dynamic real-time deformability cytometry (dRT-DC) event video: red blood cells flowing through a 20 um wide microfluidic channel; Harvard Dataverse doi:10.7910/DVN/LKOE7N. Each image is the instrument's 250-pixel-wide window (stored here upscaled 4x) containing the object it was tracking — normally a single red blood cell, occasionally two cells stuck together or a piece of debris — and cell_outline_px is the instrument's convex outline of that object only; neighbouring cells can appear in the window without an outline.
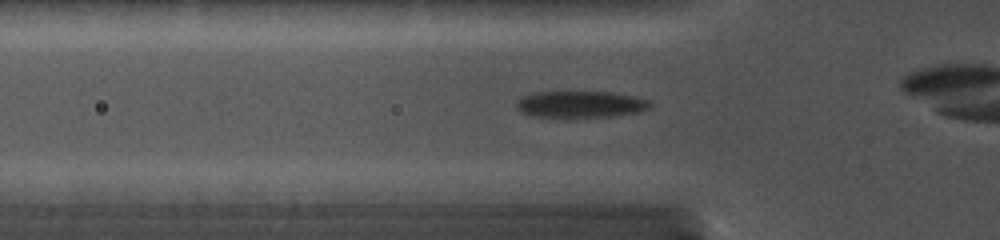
{"species": "common noctule bat (a hibernating species)", "species_latin": "Nyctalus noctula", "temperature_condition": "cold", "stored_images_in_passage": 27, "camera_frame_rate_fps": 5000, "um_per_image_px": 0.085, "animal": {"sex": "female", "body_mass_g": 19.0, "forearm_length_mm": 56.7}, "frame": {"image": 1, "passage_image": 3, "time_ms": 0.8, "image_size_px": [1000, 240], "cell_outline_px": [[652, 108], [640, 112], [612, 116], [536, 116], [520, 112], [516, 108], [516, 100], [520, 96], [536, 92], [612, 92], [636, 96], [648, 100], [652, 104]], "centroid_in_image_um": [49.37, 8.85], "position_along_channel_um": 76.4, "area_um2": 20.69}}
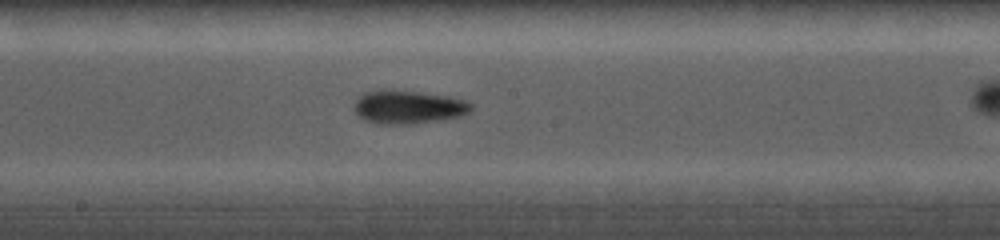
{"frame": {"image": 2, "passage_image": 13, "time_ms": 4.2, "image_size_px": [1000, 240], "cell_outline_px": [[472, 108], [464, 116], [444, 120], [416, 124], [376, 124], [364, 120], [352, 108], [356, 100], [364, 92], [380, 88], [392, 88], [424, 92], [448, 96], [464, 100], [472, 104]], "centroid_in_image_um": [34.68, 9.08], "position_along_channel_um": 213.5, "area_um2": 23.58}}
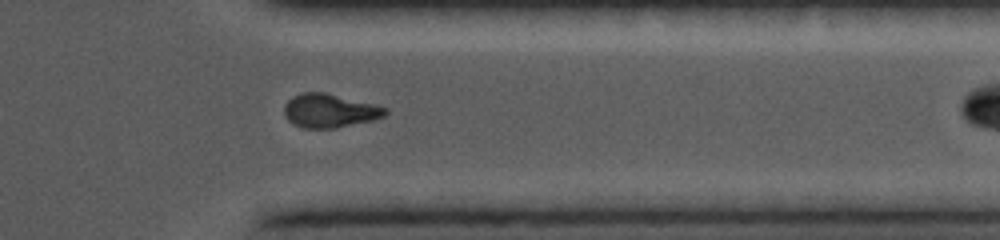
{"frame": {"image": 3, "passage_image": 25, "time_ms": 8.4, "image_size_px": [1000, 240], "cell_outline_px": [[388, 112], [384, 116], [372, 120], [336, 128], [304, 128], [288, 120], [284, 116], [284, 104], [292, 96], [304, 92], [324, 92], [388, 108]], "centroid_in_image_um": [27.99, 9.41], "position_along_channel_um": 383.4, "area_um2": 19.65}}